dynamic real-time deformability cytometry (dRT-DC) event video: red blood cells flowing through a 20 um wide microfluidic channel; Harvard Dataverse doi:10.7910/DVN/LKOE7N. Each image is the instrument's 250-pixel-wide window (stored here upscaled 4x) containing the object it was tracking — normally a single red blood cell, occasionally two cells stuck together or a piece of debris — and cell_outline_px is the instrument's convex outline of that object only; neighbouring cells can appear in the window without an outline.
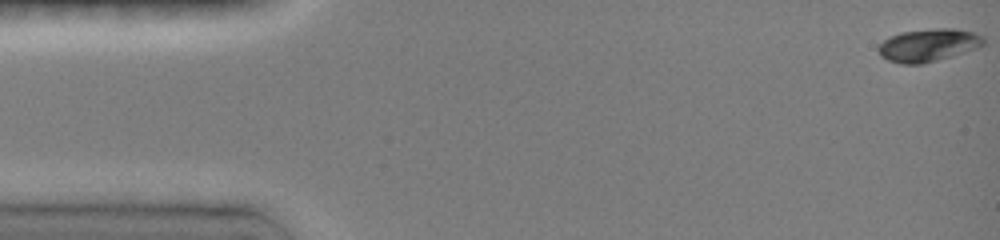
{"species": "common noctule bat (a hibernating species)", "species_latin": "Nyctalus noctula", "temperature_condition": "room temperature", "stored_images_in_passage": 48, "camera_frame_rate_fps": 3000, "um_per_image_px": 0.085, "animal": {"sex": "female", "body_mass_g": 19.0, "forearm_length_mm": 51.5}, "frame": {"image": 1, "passage_image": 1, "time_ms": 0.0, "image_size_px": [1000, 240], "cell_outline_px": [[984, 44], [976, 48], [952, 56], [920, 64], [900, 64], [888, 60], [880, 56], [876, 48], [888, 36], [900, 32], [936, 28], [952, 28], [972, 32], [984, 36]], "centroid_in_image_um": [78.87, 3.83], "position_along_channel_um": 6.1, "area_um2": 20.11}}
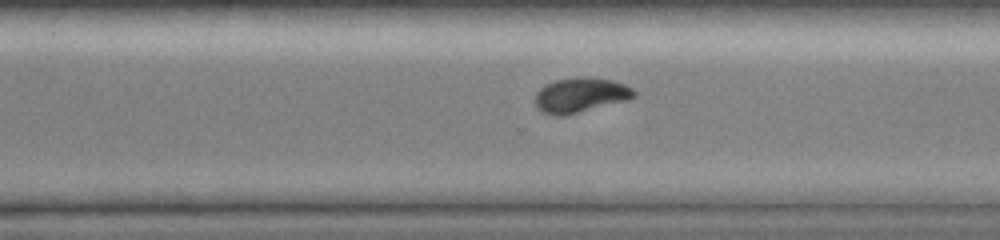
{"frame": {"image": 2, "passage_image": 34, "time_ms": 11.0, "image_size_px": [1000, 240], "cell_outline_px": [[636, 96], [628, 100], [564, 116], [556, 116], [544, 112], [536, 104], [536, 92], [540, 88], [556, 80], [576, 76], [588, 76], [612, 80], [624, 84], [632, 88], [636, 92]], "centroid_in_image_um": [49.38, 8.07], "position_along_channel_um": 321.2, "area_um2": 20.06}}
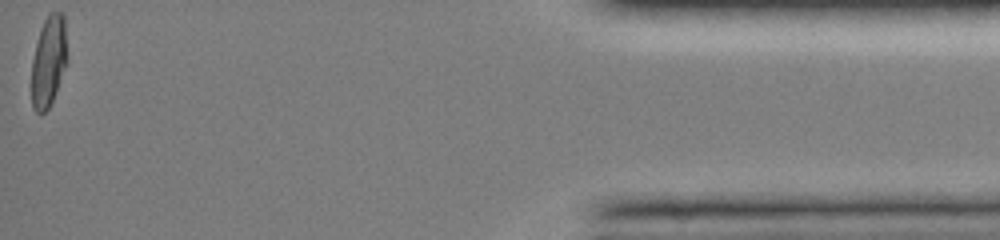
{"frame": {"image": 3, "passage_image": 48, "time_ms": 15.667, "image_size_px": [1000, 240], "cell_outline_px": [[68, 64], [52, 100], [48, 108], [40, 116], [32, 108], [32, 60], [40, 28], [48, 12], [60, 12], [64, 16], [68, 56]], "centroid_in_image_um": [4.15, 5.19], "position_along_channel_um": 431.0, "area_um2": 19.25}, "authors_computed_cell_mechanics": {"area_um2": 19.8832, "velocity_mm_per_s": 4.0223, "shape_relaxation_time_tau1_ms": 4.7565, "shape_relaxation_time_tau2_ms": 3.9409, "deformation_change_tau1": 0.1842, "deformation_change_tau2": 0.0302}}